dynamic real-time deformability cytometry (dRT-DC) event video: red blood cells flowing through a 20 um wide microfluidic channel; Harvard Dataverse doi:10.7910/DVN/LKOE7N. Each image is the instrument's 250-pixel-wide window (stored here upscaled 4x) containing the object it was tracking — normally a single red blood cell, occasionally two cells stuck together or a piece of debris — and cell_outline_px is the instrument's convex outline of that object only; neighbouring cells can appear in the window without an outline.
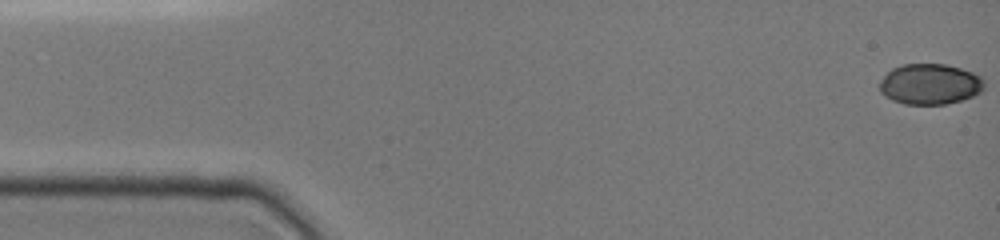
{"species": "common noctule bat (a hibernating species)", "species_latin": "Nyctalus noctula", "temperature_condition": "cold", "stored_images_in_passage": 21, "camera_frame_rate_fps": 3000, "um_per_image_px": 0.085, "animal": {"sex": "female", "body_mass_g": 19.0, "forearm_length_mm": 51.5}, "frame": {"image": 1, "passage_image": 1, "time_ms": 0.0, "image_size_px": [1000, 240], "cell_outline_px": [[984, 88], [980, 92], [972, 96], [960, 100], [944, 104], [904, 104], [892, 100], [880, 92], [880, 80], [892, 68], [904, 64], [948, 64], [972, 72], [980, 76], [984, 80]], "centroid_in_image_um": [79.04, 7.14], "position_along_channel_um": 6.0, "area_um2": 24.74}}
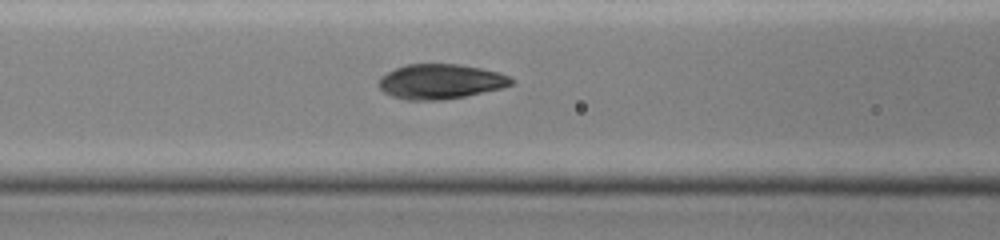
{"frame": {"image": 2, "passage_image": 15, "time_ms": 6.333, "image_size_px": [1000, 240], "cell_outline_px": [[512, 84], [500, 88], [464, 96], [444, 100], [404, 100], [392, 96], [384, 92], [380, 88], [380, 76], [404, 64], [460, 64], [500, 72], [508, 76], [512, 80]], "centroid_in_image_um": [37.41, 6.93], "position_along_channel_um": 129.2, "area_um2": 26.76}}
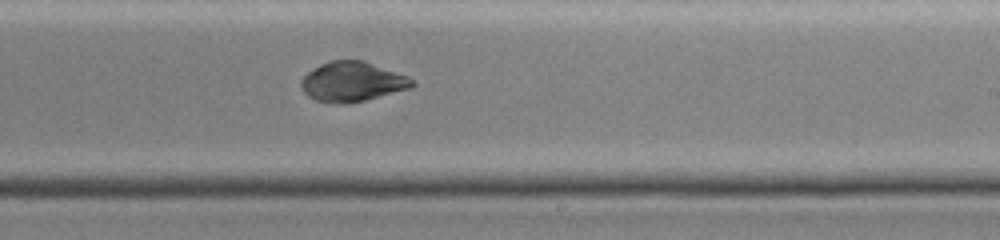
{"frame": {"image": 3, "passage_image": 21, "time_ms": 9.667, "image_size_px": [1000, 240], "cell_outline_px": [[416, 84], [412, 88], [364, 100], [344, 104], [332, 104], [316, 100], [308, 96], [304, 92], [300, 84], [300, 80], [308, 72], [320, 64], [332, 60], [364, 60], [408, 76]], "centroid_in_image_um": [29.94, 6.95], "position_along_channel_um": 259.1, "area_um2": 25.78}}